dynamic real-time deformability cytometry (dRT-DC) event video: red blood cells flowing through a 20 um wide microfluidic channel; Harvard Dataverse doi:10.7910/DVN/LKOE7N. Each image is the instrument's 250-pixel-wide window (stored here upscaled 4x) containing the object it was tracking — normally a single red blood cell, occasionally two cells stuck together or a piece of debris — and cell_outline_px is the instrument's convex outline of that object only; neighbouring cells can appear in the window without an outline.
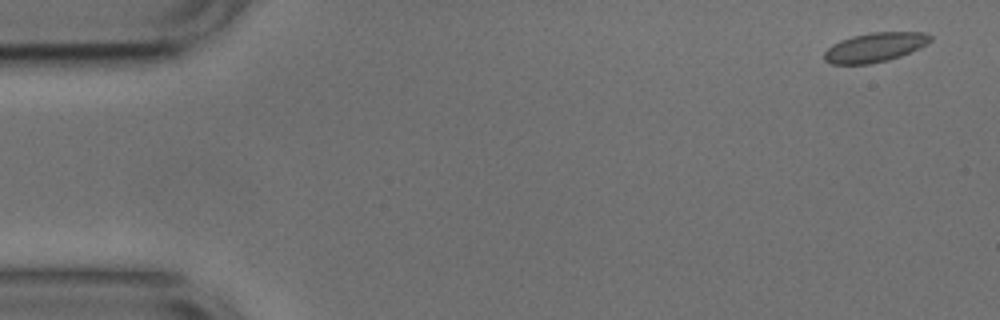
{"species": "common noctule bat (a hibernating species)", "species_latin": "Nyctalus noctula", "temperature_condition": "cold", "stored_images_in_passage": 15, "camera_frame_rate_fps": 3000, "um_per_image_px": 0.085, "animal": {"sex": "male", "body_mass_g": 17.9, "forearm_length_mm": 54.2}, "frame": {"image": 1, "passage_image": 3, "time_ms": 0.667, "image_size_px": [1000, 320], "cell_outline_px": [[932, 40], [928, 44], [920, 48], [900, 56], [888, 60], [868, 64], [832, 64], [824, 60], [824, 52], [832, 44], [840, 40], [852, 36], [872, 32], [924, 32], [932, 36]], "centroid_in_image_um": [74.38, 4.02], "position_along_channel_um": 10.6, "area_um2": 18.21}}